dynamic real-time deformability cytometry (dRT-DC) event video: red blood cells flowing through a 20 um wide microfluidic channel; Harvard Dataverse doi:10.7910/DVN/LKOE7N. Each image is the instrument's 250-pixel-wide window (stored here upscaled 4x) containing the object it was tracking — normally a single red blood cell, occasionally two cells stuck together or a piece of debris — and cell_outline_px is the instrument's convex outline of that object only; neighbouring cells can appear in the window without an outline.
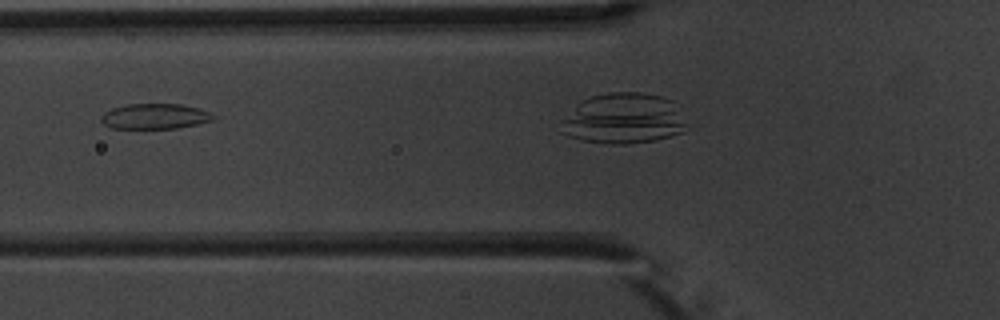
{"species": "common noctule bat (a hibernating species)", "species_latin": "Nyctalus noctula", "temperature_condition": "warm", "stored_images_in_passage": 6, "camera_frame_rate_fps": 3000, "um_per_image_px": 0.085, "animal": {"sex": "male", "body_mass_g": 20.1, "forearm_length_mm": 53.5}, "frame": {"image": 1, "passage_image": 5, "time_ms": 5.667, "image_size_px": [1000, 320], "cell_outline_px": [[216, 116], [212, 120], [196, 124], [176, 128], [112, 128], [104, 124], [100, 120], [100, 116], [104, 112], [112, 108], [124, 104], [184, 104], [200, 108], [212, 112]], "centroid_in_image_um": [13.17, 9.87], "position_along_channel_um": 112.6, "area_um2": 16.7}}